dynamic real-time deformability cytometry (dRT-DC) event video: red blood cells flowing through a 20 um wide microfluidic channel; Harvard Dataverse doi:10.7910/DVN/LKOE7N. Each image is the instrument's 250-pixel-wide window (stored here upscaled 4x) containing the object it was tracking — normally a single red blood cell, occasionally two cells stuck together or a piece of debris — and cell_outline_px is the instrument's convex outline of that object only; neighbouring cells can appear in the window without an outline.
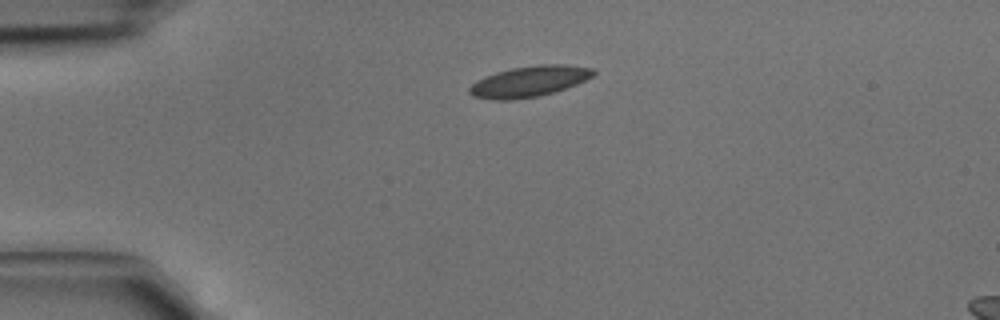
{"species": "common noctule bat (a hibernating species)", "species_latin": "Nyctalus noctula", "temperature_condition": "cold", "stored_images_in_passage": 3, "camera_frame_rate_fps": 3000, "um_per_image_px": 0.085, "animal": {"sex": "male", "body_mass_g": 15.6}, "frame": {"image": 1, "passage_image": 1, "time_ms": 0.0, "image_size_px": [1000, 320], "cell_outline_px": [[596, 72], [592, 76], [576, 84], [540, 96], [512, 100], [492, 100], [472, 96], [468, 92], [468, 88], [476, 80], [484, 76], [496, 72], [512, 68], [540, 64], [564, 64], [596, 68]], "centroid_in_image_um": [44.95, 6.92], "position_along_channel_um": 40.0, "area_um2": 22.37}}